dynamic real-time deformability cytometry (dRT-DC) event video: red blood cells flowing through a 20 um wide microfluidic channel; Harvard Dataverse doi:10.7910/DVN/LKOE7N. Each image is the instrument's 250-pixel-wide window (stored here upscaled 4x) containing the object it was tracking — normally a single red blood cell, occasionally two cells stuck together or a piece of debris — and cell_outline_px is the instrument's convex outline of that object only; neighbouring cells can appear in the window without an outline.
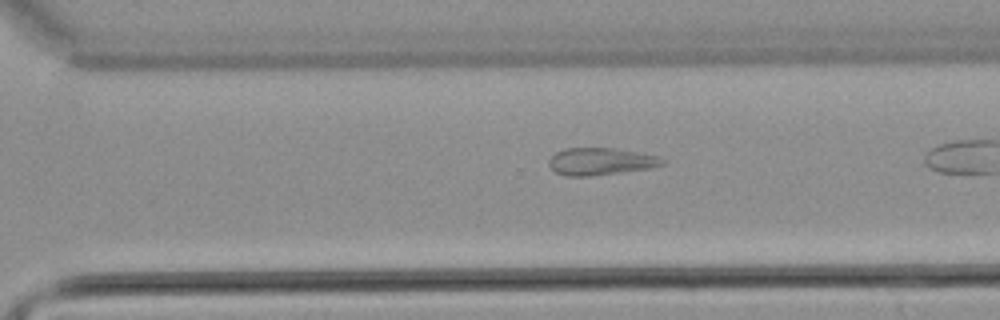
{"species": "common noctule bat (a hibernating species)", "species_latin": "Nyctalus noctula", "temperature_condition": "warm", "stored_images_in_passage": 35, "camera_frame_rate_fps": 3000, "um_per_image_px": 0.085, "animal": {"sex": "male", "body_mass_g": 21.5, "forearm_length_mm": 52.0}, "frame": {"image": 1, "passage_image": 30, "time_ms": 9.667, "image_size_px": [1000, 320], "cell_outline_px": [[668, 160], [664, 164], [648, 168], [620, 172], [588, 176], [568, 176], [556, 172], [548, 164], [548, 160], [556, 152], [564, 148], [612, 148], [636, 152], [656, 156]], "centroid_in_image_um": [51.03, 13.72], "position_along_channel_um": 319.6, "area_um2": 17.74}}
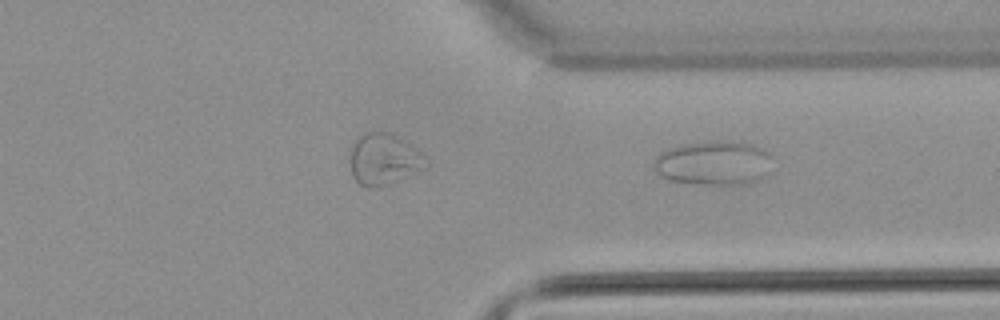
{"frame": {"image": 2, "passage_image": 35, "time_ms": 11.333, "image_size_px": [1000, 320], "cell_outline_px": [[772, 156], [764, 180], [748, 184], [704, 184], [668, 180], [660, 176], [652, 168], [652, 160], [660, 152], [668, 148], [680, 144], [708, 140], [732, 140], [752, 144], [764, 148]], "centroid_in_image_um": [60.64, 13.83], "position_along_channel_um": 350.8, "area_um2": 31.5}}